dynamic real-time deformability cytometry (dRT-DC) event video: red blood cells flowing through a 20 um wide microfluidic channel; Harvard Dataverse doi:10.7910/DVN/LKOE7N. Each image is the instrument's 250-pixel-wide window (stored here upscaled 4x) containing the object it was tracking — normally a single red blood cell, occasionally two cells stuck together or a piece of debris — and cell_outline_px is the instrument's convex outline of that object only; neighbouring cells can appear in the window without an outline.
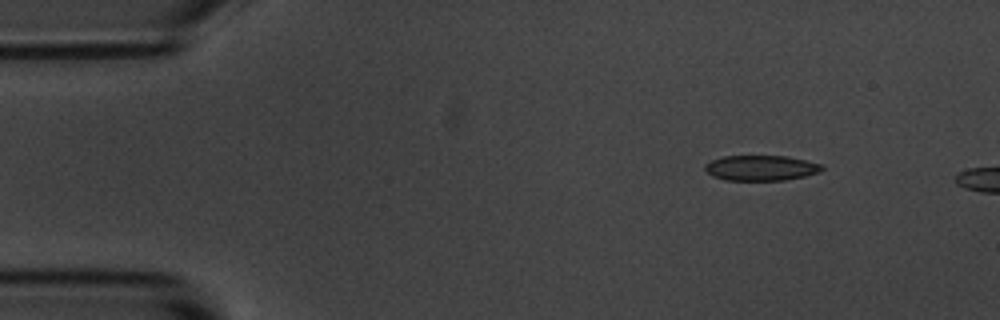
{"species": "common noctule bat (a hibernating species)", "species_latin": "Nyctalus noctula", "temperature_condition": "room temperature", "stored_images_in_passage": 3, "camera_frame_rate_fps": 3000, "um_per_image_px": 0.085, "animal": {"sex": "male", "body_mass_g": 20.1, "forearm_length_mm": 53.5}, "frame": {"image": 1, "passage_image": 1, "time_ms": 0.0, "image_size_px": [1000, 320], "cell_outline_px": [[824, 168], [820, 172], [804, 176], [784, 180], [724, 180], [712, 176], [704, 168], [704, 164], [712, 160], [724, 156], [788, 156], [824, 164]], "centroid_in_image_um": [64.71, 14.27], "position_along_channel_um": 20.3, "area_um2": 17.34}}